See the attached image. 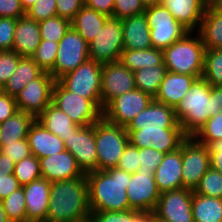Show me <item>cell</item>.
Returning <instances> with one entry per match:
<instances>
[{
  "label": "cell",
  "instance_id": "obj_1",
  "mask_svg": "<svg viewBox=\"0 0 222 222\" xmlns=\"http://www.w3.org/2000/svg\"><path fill=\"white\" fill-rule=\"evenodd\" d=\"M126 130L131 145L153 147L164 154L176 151L188 138L176 120L174 107L154 99L134 117Z\"/></svg>",
  "mask_w": 222,
  "mask_h": 222
},
{
  "label": "cell",
  "instance_id": "obj_2",
  "mask_svg": "<svg viewBox=\"0 0 222 222\" xmlns=\"http://www.w3.org/2000/svg\"><path fill=\"white\" fill-rule=\"evenodd\" d=\"M90 214L86 175L51 182L46 222H87Z\"/></svg>",
  "mask_w": 222,
  "mask_h": 222
},
{
  "label": "cell",
  "instance_id": "obj_3",
  "mask_svg": "<svg viewBox=\"0 0 222 222\" xmlns=\"http://www.w3.org/2000/svg\"><path fill=\"white\" fill-rule=\"evenodd\" d=\"M91 211L130 210L126 188L131 174L118 167L86 174Z\"/></svg>",
  "mask_w": 222,
  "mask_h": 222
},
{
  "label": "cell",
  "instance_id": "obj_4",
  "mask_svg": "<svg viewBox=\"0 0 222 222\" xmlns=\"http://www.w3.org/2000/svg\"><path fill=\"white\" fill-rule=\"evenodd\" d=\"M211 87L206 80L198 78L174 108L176 120L188 137H192L215 115L214 98L210 96Z\"/></svg>",
  "mask_w": 222,
  "mask_h": 222
},
{
  "label": "cell",
  "instance_id": "obj_5",
  "mask_svg": "<svg viewBox=\"0 0 222 222\" xmlns=\"http://www.w3.org/2000/svg\"><path fill=\"white\" fill-rule=\"evenodd\" d=\"M194 33L190 31L163 50L164 64L168 72L202 78L205 46L199 33Z\"/></svg>",
  "mask_w": 222,
  "mask_h": 222
},
{
  "label": "cell",
  "instance_id": "obj_6",
  "mask_svg": "<svg viewBox=\"0 0 222 222\" xmlns=\"http://www.w3.org/2000/svg\"><path fill=\"white\" fill-rule=\"evenodd\" d=\"M97 170L117 167L129 143L126 127L108 122L104 117L95 122Z\"/></svg>",
  "mask_w": 222,
  "mask_h": 222
},
{
  "label": "cell",
  "instance_id": "obj_7",
  "mask_svg": "<svg viewBox=\"0 0 222 222\" xmlns=\"http://www.w3.org/2000/svg\"><path fill=\"white\" fill-rule=\"evenodd\" d=\"M144 13L150 28L152 47L156 49L163 51L190 32L161 4L146 7Z\"/></svg>",
  "mask_w": 222,
  "mask_h": 222
},
{
  "label": "cell",
  "instance_id": "obj_8",
  "mask_svg": "<svg viewBox=\"0 0 222 222\" xmlns=\"http://www.w3.org/2000/svg\"><path fill=\"white\" fill-rule=\"evenodd\" d=\"M103 64L88 59L58 81L70 92L93 101L102 110L101 78Z\"/></svg>",
  "mask_w": 222,
  "mask_h": 222
},
{
  "label": "cell",
  "instance_id": "obj_9",
  "mask_svg": "<svg viewBox=\"0 0 222 222\" xmlns=\"http://www.w3.org/2000/svg\"><path fill=\"white\" fill-rule=\"evenodd\" d=\"M52 103L80 126L94 124L103 117V111L93 101L70 92L59 81L53 87Z\"/></svg>",
  "mask_w": 222,
  "mask_h": 222
},
{
  "label": "cell",
  "instance_id": "obj_10",
  "mask_svg": "<svg viewBox=\"0 0 222 222\" xmlns=\"http://www.w3.org/2000/svg\"><path fill=\"white\" fill-rule=\"evenodd\" d=\"M89 59L101 64L119 61L123 45L122 19L115 16H107L102 29L88 44Z\"/></svg>",
  "mask_w": 222,
  "mask_h": 222
},
{
  "label": "cell",
  "instance_id": "obj_11",
  "mask_svg": "<svg viewBox=\"0 0 222 222\" xmlns=\"http://www.w3.org/2000/svg\"><path fill=\"white\" fill-rule=\"evenodd\" d=\"M58 44L55 65L49 72L56 81L89 59L88 43L72 26Z\"/></svg>",
  "mask_w": 222,
  "mask_h": 222
},
{
  "label": "cell",
  "instance_id": "obj_12",
  "mask_svg": "<svg viewBox=\"0 0 222 222\" xmlns=\"http://www.w3.org/2000/svg\"><path fill=\"white\" fill-rule=\"evenodd\" d=\"M211 167L208 146L188 137L182 143V182L183 188L195 190L202 176Z\"/></svg>",
  "mask_w": 222,
  "mask_h": 222
},
{
  "label": "cell",
  "instance_id": "obj_13",
  "mask_svg": "<svg viewBox=\"0 0 222 222\" xmlns=\"http://www.w3.org/2000/svg\"><path fill=\"white\" fill-rule=\"evenodd\" d=\"M139 89L126 92L114 98L103 110V117L110 123L127 127L153 100Z\"/></svg>",
  "mask_w": 222,
  "mask_h": 222
},
{
  "label": "cell",
  "instance_id": "obj_14",
  "mask_svg": "<svg viewBox=\"0 0 222 222\" xmlns=\"http://www.w3.org/2000/svg\"><path fill=\"white\" fill-rule=\"evenodd\" d=\"M56 80L48 72L30 81L16 96L18 111L27 112L36 118L52 102V91Z\"/></svg>",
  "mask_w": 222,
  "mask_h": 222
},
{
  "label": "cell",
  "instance_id": "obj_15",
  "mask_svg": "<svg viewBox=\"0 0 222 222\" xmlns=\"http://www.w3.org/2000/svg\"><path fill=\"white\" fill-rule=\"evenodd\" d=\"M64 144L85 175L97 170L95 123L88 126L79 125Z\"/></svg>",
  "mask_w": 222,
  "mask_h": 222
},
{
  "label": "cell",
  "instance_id": "obj_16",
  "mask_svg": "<svg viewBox=\"0 0 222 222\" xmlns=\"http://www.w3.org/2000/svg\"><path fill=\"white\" fill-rule=\"evenodd\" d=\"M193 190L182 188L161 193L154 214L166 222H194Z\"/></svg>",
  "mask_w": 222,
  "mask_h": 222
},
{
  "label": "cell",
  "instance_id": "obj_17",
  "mask_svg": "<svg viewBox=\"0 0 222 222\" xmlns=\"http://www.w3.org/2000/svg\"><path fill=\"white\" fill-rule=\"evenodd\" d=\"M136 89L134 72L120 60L104 63L101 78L102 111L117 96Z\"/></svg>",
  "mask_w": 222,
  "mask_h": 222
},
{
  "label": "cell",
  "instance_id": "obj_18",
  "mask_svg": "<svg viewBox=\"0 0 222 222\" xmlns=\"http://www.w3.org/2000/svg\"><path fill=\"white\" fill-rule=\"evenodd\" d=\"M130 208L137 211L154 212L161 193L151 172L137 171L131 174L126 188Z\"/></svg>",
  "mask_w": 222,
  "mask_h": 222
},
{
  "label": "cell",
  "instance_id": "obj_19",
  "mask_svg": "<svg viewBox=\"0 0 222 222\" xmlns=\"http://www.w3.org/2000/svg\"><path fill=\"white\" fill-rule=\"evenodd\" d=\"M51 182L41 177L23 185L26 202V222H46Z\"/></svg>",
  "mask_w": 222,
  "mask_h": 222
},
{
  "label": "cell",
  "instance_id": "obj_20",
  "mask_svg": "<svg viewBox=\"0 0 222 222\" xmlns=\"http://www.w3.org/2000/svg\"><path fill=\"white\" fill-rule=\"evenodd\" d=\"M39 162L41 176L50 182L85 176L76 159L67 150L45 158H39Z\"/></svg>",
  "mask_w": 222,
  "mask_h": 222
},
{
  "label": "cell",
  "instance_id": "obj_21",
  "mask_svg": "<svg viewBox=\"0 0 222 222\" xmlns=\"http://www.w3.org/2000/svg\"><path fill=\"white\" fill-rule=\"evenodd\" d=\"M182 144L176 151L164 154L154 171V179L160 193L183 188L182 182Z\"/></svg>",
  "mask_w": 222,
  "mask_h": 222
},
{
  "label": "cell",
  "instance_id": "obj_22",
  "mask_svg": "<svg viewBox=\"0 0 222 222\" xmlns=\"http://www.w3.org/2000/svg\"><path fill=\"white\" fill-rule=\"evenodd\" d=\"M160 4L184 27L194 32L198 31L208 6L206 0H161Z\"/></svg>",
  "mask_w": 222,
  "mask_h": 222
},
{
  "label": "cell",
  "instance_id": "obj_23",
  "mask_svg": "<svg viewBox=\"0 0 222 222\" xmlns=\"http://www.w3.org/2000/svg\"><path fill=\"white\" fill-rule=\"evenodd\" d=\"M198 78L197 76L167 72L154 100L175 108Z\"/></svg>",
  "mask_w": 222,
  "mask_h": 222
},
{
  "label": "cell",
  "instance_id": "obj_24",
  "mask_svg": "<svg viewBox=\"0 0 222 222\" xmlns=\"http://www.w3.org/2000/svg\"><path fill=\"white\" fill-rule=\"evenodd\" d=\"M27 140L31 153L37 158H45L66 150L64 141L37 120L31 125Z\"/></svg>",
  "mask_w": 222,
  "mask_h": 222
},
{
  "label": "cell",
  "instance_id": "obj_25",
  "mask_svg": "<svg viewBox=\"0 0 222 222\" xmlns=\"http://www.w3.org/2000/svg\"><path fill=\"white\" fill-rule=\"evenodd\" d=\"M124 49L144 50L152 48L150 28L145 13L122 19Z\"/></svg>",
  "mask_w": 222,
  "mask_h": 222
},
{
  "label": "cell",
  "instance_id": "obj_26",
  "mask_svg": "<svg viewBox=\"0 0 222 222\" xmlns=\"http://www.w3.org/2000/svg\"><path fill=\"white\" fill-rule=\"evenodd\" d=\"M39 22L26 15L17 19L12 51L21 57H31L40 44Z\"/></svg>",
  "mask_w": 222,
  "mask_h": 222
},
{
  "label": "cell",
  "instance_id": "obj_27",
  "mask_svg": "<svg viewBox=\"0 0 222 222\" xmlns=\"http://www.w3.org/2000/svg\"><path fill=\"white\" fill-rule=\"evenodd\" d=\"M43 72L31 57H21L17 68L2 90L16 98L30 81L38 78Z\"/></svg>",
  "mask_w": 222,
  "mask_h": 222
},
{
  "label": "cell",
  "instance_id": "obj_28",
  "mask_svg": "<svg viewBox=\"0 0 222 222\" xmlns=\"http://www.w3.org/2000/svg\"><path fill=\"white\" fill-rule=\"evenodd\" d=\"M47 130L65 141L79 125L52 102L36 118Z\"/></svg>",
  "mask_w": 222,
  "mask_h": 222
},
{
  "label": "cell",
  "instance_id": "obj_29",
  "mask_svg": "<svg viewBox=\"0 0 222 222\" xmlns=\"http://www.w3.org/2000/svg\"><path fill=\"white\" fill-rule=\"evenodd\" d=\"M36 117L30 113L17 111L12 117L0 123V147L7 143L27 139L31 125Z\"/></svg>",
  "mask_w": 222,
  "mask_h": 222
},
{
  "label": "cell",
  "instance_id": "obj_30",
  "mask_svg": "<svg viewBox=\"0 0 222 222\" xmlns=\"http://www.w3.org/2000/svg\"><path fill=\"white\" fill-rule=\"evenodd\" d=\"M107 15L84 5L71 21V26L89 44L104 26Z\"/></svg>",
  "mask_w": 222,
  "mask_h": 222
},
{
  "label": "cell",
  "instance_id": "obj_31",
  "mask_svg": "<svg viewBox=\"0 0 222 222\" xmlns=\"http://www.w3.org/2000/svg\"><path fill=\"white\" fill-rule=\"evenodd\" d=\"M197 32L205 49H222V15L214 12L209 6L205 10Z\"/></svg>",
  "mask_w": 222,
  "mask_h": 222
},
{
  "label": "cell",
  "instance_id": "obj_32",
  "mask_svg": "<svg viewBox=\"0 0 222 222\" xmlns=\"http://www.w3.org/2000/svg\"><path fill=\"white\" fill-rule=\"evenodd\" d=\"M119 60L132 72L164 64L163 51L154 47L144 50L124 49Z\"/></svg>",
  "mask_w": 222,
  "mask_h": 222
},
{
  "label": "cell",
  "instance_id": "obj_33",
  "mask_svg": "<svg viewBox=\"0 0 222 222\" xmlns=\"http://www.w3.org/2000/svg\"><path fill=\"white\" fill-rule=\"evenodd\" d=\"M192 211L194 222H222V199L193 191Z\"/></svg>",
  "mask_w": 222,
  "mask_h": 222
},
{
  "label": "cell",
  "instance_id": "obj_34",
  "mask_svg": "<svg viewBox=\"0 0 222 222\" xmlns=\"http://www.w3.org/2000/svg\"><path fill=\"white\" fill-rule=\"evenodd\" d=\"M165 64L142 68L134 72L136 89L149 94L152 98L158 93L160 84L167 73Z\"/></svg>",
  "mask_w": 222,
  "mask_h": 222
},
{
  "label": "cell",
  "instance_id": "obj_35",
  "mask_svg": "<svg viewBox=\"0 0 222 222\" xmlns=\"http://www.w3.org/2000/svg\"><path fill=\"white\" fill-rule=\"evenodd\" d=\"M202 78L211 86H222V49H205Z\"/></svg>",
  "mask_w": 222,
  "mask_h": 222
},
{
  "label": "cell",
  "instance_id": "obj_36",
  "mask_svg": "<svg viewBox=\"0 0 222 222\" xmlns=\"http://www.w3.org/2000/svg\"><path fill=\"white\" fill-rule=\"evenodd\" d=\"M2 205L10 222H26V202L22 186L3 199Z\"/></svg>",
  "mask_w": 222,
  "mask_h": 222
},
{
  "label": "cell",
  "instance_id": "obj_37",
  "mask_svg": "<svg viewBox=\"0 0 222 222\" xmlns=\"http://www.w3.org/2000/svg\"><path fill=\"white\" fill-rule=\"evenodd\" d=\"M13 175L21 186L41 178L39 158L32 154L29 157L16 162L14 165Z\"/></svg>",
  "mask_w": 222,
  "mask_h": 222
},
{
  "label": "cell",
  "instance_id": "obj_38",
  "mask_svg": "<svg viewBox=\"0 0 222 222\" xmlns=\"http://www.w3.org/2000/svg\"><path fill=\"white\" fill-rule=\"evenodd\" d=\"M15 162L7 155L0 152V200L8 197L21 185L13 175Z\"/></svg>",
  "mask_w": 222,
  "mask_h": 222
},
{
  "label": "cell",
  "instance_id": "obj_39",
  "mask_svg": "<svg viewBox=\"0 0 222 222\" xmlns=\"http://www.w3.org/2000/svg\"><path fill=\"white\" fill-rule=\"evenodd\" d=\"M71 27V21L59 16L39 21L41 39L59 42Z\"/></svg>",
  "mask_w": 222,
  "mask_h": 222
},
{
  "label": "cell",
  "instance_id": "obj_40",
  "mask_svg": "<svg viewBox=\"0 0 222 222\" xmlns=\"http://www.w3.org/2000/svg\"><path fill=\"white\" fill-rule=\"evenodd\" d=\"M192 137L206 146L222 139V111L211 116Z\"/></svg>",
  "mask_w": 222,
  "mask_h": 222
},
{
  "label": "cell",
  "instance_id": "obj_41",
  "mask_svg": "<svg viewBox=\"0 0 222 222\" xmlns=\"http://www.w3.org/2000/svg\"><path fill=\"white\" fill-rule=\"evenodd\" d=\"M58 47V42L41 39L31 58L44 72L49 73L55 65Z\"/></svg>",
  "mask_w": 222,
  "mask_h": 222
},
{
  "label": "cell",
  "instance_id": "obj_42",
  "mask_svg": "<svg viewBox=\"0 0 222 222\" xmlns=\"http://www.w3.org/2000/svg\"><path fill=\"white\" fill-rule=\"evenodd\" d=\"M194 192L222 199V173L210 167L200 179Z\"/></svg>",
  "mask_w": 222,
  "mask_h": 222
},
{
  "label": "cell",
  "instance_id": "obj_43",
  "mask_svg": "<svg viewBox=\"0 0 222 222\" xmlns=\"http://www.w3.org/2000/svg\"><path fill=\"white\" fill-rule=\"evenodd\" d=\"M25 15L38 22L57 16L56 0H36L34 5L26 11Z\"/></svg>",
  "mask_w": 222,
  "mask_h": 222
},
{
  "label": "cell",
  "instance_id": "obj_44",
  "mask_svg": "<svg viewBox=\"0 0 222 222\" xmlns=\"http://www.w3.org/2000/svg\"><path fill=\"white\" fill-rule=\"evenodd\" d=\"M21 56L15 51H0V86L3 88L15 69Z\"/></svg>",
  "mask_w": 222,
  "mask_h": 222
},
{
  "label": "cell",
  "instance_id": "obj_45",
  "mask_svg": "<svg viewBox=\"0 0 222 222\" xmlns=\"http://www.w3.org/2000/svg\"><path fill=\"white\" fill-rule=\"evenodd\" d=\"M137 210L127 211H91L87 222H131Z\"/></svg>",
  "mask_w": 222,
  "mask_h": 222
},
{
  "label": "cell",
  "instance_id": "obj_46",
  "mask_svg": "<svg viewBox=\"0 0 222 222\" xmlns=\"http://www.w3.org/2000/svg\"><path fill=\"white\" fill-rule=\"evenodd\" d=\"M117 167L130 174L137 172L141 167L139 148L128 143Z\"/></svg>",
  "mask_w": 222,
  "mask_h": 222
},
{
  "label": "cell",
  "instance_id": "obj_47",
  "mask_svg": "<svg viewBox=\"0 0 222 222\" xmlns=\"http://www.w3.org/2000/svg\"><path fill=\"white\" fill-rule=\"evenodd\" d=\"M145 6L141 0H115L113 16L125 19L132 15L144 13Z\"/></svg>",
  "mask_w": 222,
  "mask_h": 222
},
{
  "label": "cell",
  "instance_id": "obj_48",
  "mask_svg": "<svg viewBox=\"0 0 222 222\" xmlns=\"http://www.w3.org/2000/svg\"><path fill=\"white\" fill-rule=\"evenodd\" d=\"M141 167L138 171L151 172L154 175V171L161 163L164 153L157 151L153 147L139 148Z\"/></svg>",
  "mask_w": 222,
  "mask_h": 222
},
{
  "label": "cell",
  "instance_id": "obj_49",
  "mask_svg": "<svg viewBox=\"0 0 222 222\" xmlns=\"http://www.w3.org/2000/svg\"><path fill=\"white\" fill-rule=\"evenodd\" d=\"M17 19L0 17V51H12Z\"/></svg>",
  "mask_w": 222,
  "mask_h": 222
},
{
  "label": "cell",
  "instance_id": "obj_50",
  "mask_svg": "<svg viewBox=\"0 0 222 222\" xmlns=\"http://www.w3.org/2000/svg\"><path fill=\"white\" fill-rule=\"evenodd\" d=\"M0 152L7 155L15 163L32 155L27 139L7 143L4 147H0Z\"/></svg>",
  "mask_w": 222,
  "mask_h": 222
},
{
  "label": "cell",
  "instance_id": "obj_51",
  "mask_svg": "<svg viewBox=\"0 0 222 222\" xmlns=\"http://www.w3.org/2000/svg\"><path fill=\"white\" fill-rule=\"evenodd\" d=\"M85 5V0H56L57 16L72 21Z\"/></svg>",
  "mask_w": 222,
  "mask_h": 222
},
{
  "label": "cell",
  "instance_id": "obj_52",
  "mask_svg": "<svg viewBox=\"0 0 222 222\" xmlns=\"http://www.w3.org/2000/svg\"><path fill=\"white\" fill-rule=\"evenodd\" d=\"M25 14L20 0H0V17L19 19Z\"/></svg>",
  "mask_w": 222,
  "mask_h": 222
},
{
  "label": "cell",
  "instance_id": "obj_53",
  "mask_svg": "<svg viewBox=\"0 0 222 222\" xmlns=\"http://www.w3.org/2000/svg\"><path fill=\"white\" fill-rule=\"evenodd\" d=\"M18 111L15 97L0 91V123L12 117Z\"/></svg>",
  "mask_w": 222,
  "mask_h": 222
},
{
  "label": "cell",
  "instance_id": "obj_54",
  "mask_svg": "<svg viewBox=\"0 0 222 222\" xmlns=\"http://www.w3.org/2000/svg\"><path fill=\"white\" fill-rule=\"evenodd\" d=\"M115 0H85V5L107 16H113Z\"/></svg>",
  "mask_w": 222,
  "mask_h": 222
},
{
  "label": "cell",
  "instance_id": "obj_55",
  "mask_svg": "<svg viewBox=\"0 0 222 222\" xmlns=\"http://www.w3.org/2000/svg\"><path fill=\"white\" fill-rule=\"evenodd\" d=\"M210 96L214 98L215 114L222 111V86H212Z\"/></svg>",
  "mask_w": 222,
  "mask_h": 222
},
{
  "label": "cell",
  "instance_id": "obj_56",
  "mask_svg": "<svg viewBox=\"0 0 222 222\" xmlns=\"http://www.w3.org/2000/svg\"><path fill=\"white\" fill-rule=\"evenodd\" d=\"M211 168L222 173V152L209 151Z\"/></svg>",
  "mask_w": 222,
  "mask_h": 222
},
{
  "label": "cell",
  "instance_id": "obj_57",
  "mask_svg": "<svg viewBox=\"0 0 222 222\" xmlns=\"http://www.w3.org/2000/svg\"><path fill=\"white\" fill-rule=\"evenodd\" d=\"M154 212L138 211L132 218L131 222H153Z\"/></svg>",
  "mask_w": 222,
  "mask_h": 222
},
{
  "label": "cell",
  "instance_id": "obj_58",
  "mask_svg": "<svg viewBox=\"0 0 222 222\" xmlns=\"http://www.w3.org/2000/svg\"><path fill=\"white\" fill-rule=\"evenodd\" d=\"M208 6L218 14L222 15V0H211Z\"/></svg>",
  "mask_w": 222,
  "mask_h": 222
},
{
  "label": "cell",
  "instance_id": "obj_59",
  "mask_svg": "<svg viewBox=\"0 0 222 222\" xmlns=\"http://www.w3.org/2000/svg\"><path fill=\"white\" fill-rule=\"evenodd\" d=\"M208 149H209V151H221L222 152V139L212 142L208 146Z\"/></svg>",
  "mask_w": 222,
  "mask_h": 222
},
{
  "label": "cell",
  "instance_id": "obj_60",
  "mask_svg": "<svg viewBox=\"0 0 222 222\" xmlns=\"http://www.w3.org/2000/svg\"><path fill=\"white\" fill-rule=\"evenodd\" d=\"M24 11L26 12L31 6L34 5L36 0H20Z\"/></svg>",
  "mask_w": 222,
  "mask_h": 222
},
{
  "label": "cell",
  "instance_id": "obj_61",
  "mask_svg": "<svg viewBox=\"0 0 222 222\" xmlns=\"http://www.w3.org/2000/svg\"><path fill=\"white\" fill-rule=\"evenodd\" d=\"M0 222H10L9 219L7 218L5 211H4L1 200H0Z\"/></svg>",
  "mask_w": 222,
  "mask_h": 222
},
{
  "label": "cell",
  "instance_id": "obj_62",
  "mask_svg": "<svg viewBox=\"0 0 222 222\" xmlns=\"http://www.w3.org/2000/svg\"><path fill=\"white\" fill-rule=\"evenodd\" d=\"M141 2L146 8L153 5H159L161 3V0H141Z\"/></svg>",
  "mask_w": 222,
  "mask_h": 222
},
{
  "label": "cell",
  "instance_id": "obj_63",
  "mask_svg": "<svg viewBox=\"0 0 222 222\" xmlns=\"http://www.w3.org/2000/svg\"><path fill=\"white\" fill-rule=\"evenodd\" d=\"M153 222H166V221H163L161 219H158L156 216L154 217L153 219Z\"/></svg>",
  "mask_w": 222,
  "mask_h": 222
}]
</instances>
